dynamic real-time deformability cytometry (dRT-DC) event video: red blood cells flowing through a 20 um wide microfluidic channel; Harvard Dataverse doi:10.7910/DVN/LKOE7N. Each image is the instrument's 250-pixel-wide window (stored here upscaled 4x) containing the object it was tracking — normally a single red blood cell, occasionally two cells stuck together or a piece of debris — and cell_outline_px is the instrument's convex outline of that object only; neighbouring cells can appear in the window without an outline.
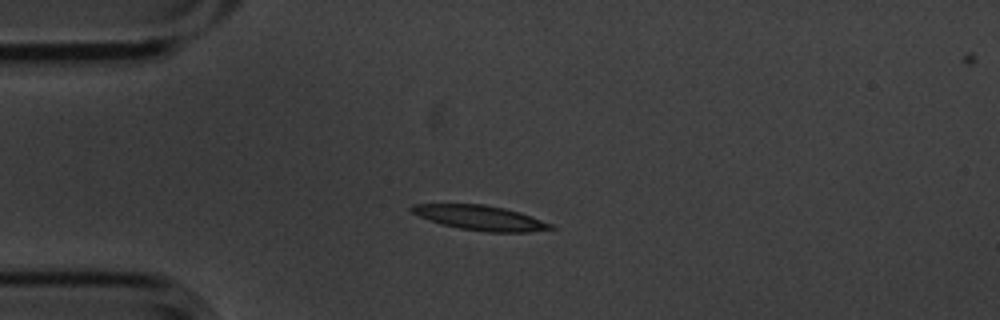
{"species": "common noctule bat (a hibernating species)", "species_latin": "Nyctalus noctula", "temperature_condition": "cold", "stored_images_in_passage": 5, "camera_frame_rate_fps": 3000, "um_per_image_px": 0.085, "animal": {"sex": "male", "body_mass_g": 20.1, "forearm_length_mm": 53.5}, "frame": {"image": 1, "passage_image": 3, "time_ms": 0.667, "image_size_px": [1000, 320], "cell_outline_px": [[556, 228], [528, 232], [488, 232], [460, 228], [440, 224], [420, 216], [412, 212], [408, 208], [412, 204], [484, 204], [504, 208], [520, 212], [552, 224]], "centroid_in_image_um": [40.82, 18.51], "position_along_channel_um": 44.2, "area_um2": 19.94}}
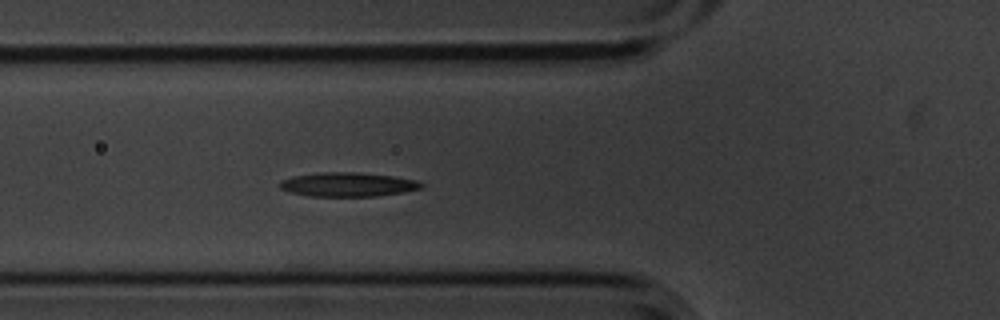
{"frame": {"image": 2, "passage_image": 5, "time_ms": 1.333, "image_size_px": [1000, 320], "cell_outline_px": [[424, 188], [404, 192], [376, 196], [308, 196], [288, 192], [280, 188], [276, 184], [280, 180], [292, 176], [320, 172], [360, 172], [392, 176], [416, 180], [424, 184]], "centroid_in_image_um": [29.53, 15.68], "position_along_channel_um": 96.3, "area_um2": 20.17}}